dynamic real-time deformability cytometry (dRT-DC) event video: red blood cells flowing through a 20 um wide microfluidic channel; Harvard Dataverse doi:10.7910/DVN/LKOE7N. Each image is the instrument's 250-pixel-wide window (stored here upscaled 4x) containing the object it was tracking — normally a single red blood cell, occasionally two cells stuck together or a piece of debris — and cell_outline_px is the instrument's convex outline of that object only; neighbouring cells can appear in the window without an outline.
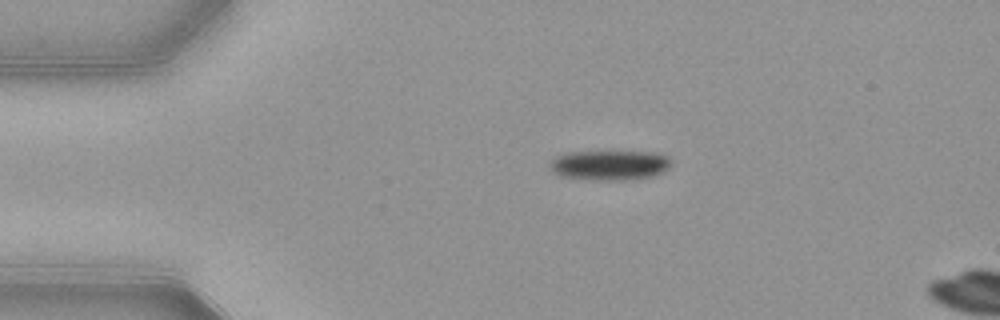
{"species": "common noctule bat (a hibernating species)", "species_latin": "Nyctalus noctula", "temperature_condition": "warm", "stored_images_in_passage": 5, "camera_frame_rate_fps": 3000, "um_per_image_px": 0.085, "animal": {"sex": "female", "body_mass_g": 21.9}, "frame": {"image": 1, "passage_image": 1, "time_ms": 0.0, "image_size_px": [1000, 320], "cell_outline_px": [[672, 160], [668, 168], [664, 172], [652, 176], [632, 180], [592, 180], [560, 176], [552, 172], [548, 168], [548, 164], [556, 156], [564, 152], [656, 152], [668, 156]], "centroid_in_image_um": [51.8, 14.04], "position_along_channel_um": 33.2, "area_um2": 21.5}}